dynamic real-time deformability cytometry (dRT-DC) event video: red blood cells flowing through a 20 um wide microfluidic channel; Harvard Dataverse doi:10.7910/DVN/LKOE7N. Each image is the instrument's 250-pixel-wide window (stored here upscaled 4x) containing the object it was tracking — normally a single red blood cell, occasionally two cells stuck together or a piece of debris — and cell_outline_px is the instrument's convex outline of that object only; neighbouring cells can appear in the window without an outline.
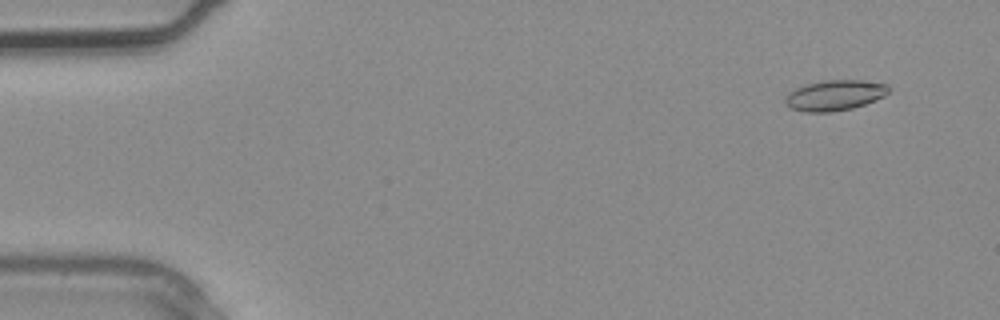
{"species": "common noctule bat (a hibernating species)", "species_latin": "Nyctalus noctula", "temperature_condition": "warm", "stored_images_in_passage": 3, "camera_frame_rate_fps": 3000, "um_per_image_px": 0.085, "animal": {"sex": "male", "body_mass_g": 20.4}, "frame": {"image": 1, "passage_image": 1, "time_ms": 0.0, "image_size_px": [1000, 320], "cell_outline_px": [[892, 88], [884, 96], [864, 104], [852, 108], [828, 112], [804, 112], [792, 108], [784, 100], [784, 96], [788, 92], [796, 88], [808, 84], [824, 80], [864, 80], [888, 84]], "centroid_in_image_um": [70.97, 8.09], "position_along_channel_um": 14.0, "area_um2": 18.32}}
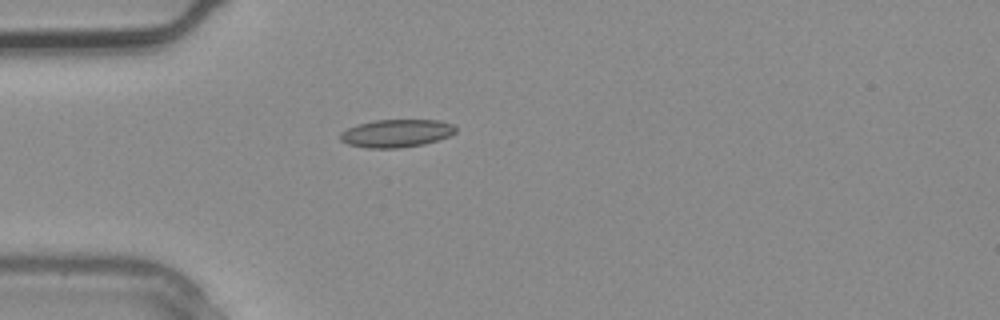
{"frame": {"image": 2, "passage_image": 3, "time_ms": 0.667, "image_size_px": [1000, 320], "cell_outline_px": [[456, 132], [448, 136], [424, 144], [400, 148], [364, 148], [348, 144], [340, 140], [340, 132], [348, 128], [372, 120], [440, 120], [452, 124], [456, 128]], "centroid_in_image_um": [33.67, 11.33], "position_along_channel_um": 51.3, "area_um2": 18.73}}